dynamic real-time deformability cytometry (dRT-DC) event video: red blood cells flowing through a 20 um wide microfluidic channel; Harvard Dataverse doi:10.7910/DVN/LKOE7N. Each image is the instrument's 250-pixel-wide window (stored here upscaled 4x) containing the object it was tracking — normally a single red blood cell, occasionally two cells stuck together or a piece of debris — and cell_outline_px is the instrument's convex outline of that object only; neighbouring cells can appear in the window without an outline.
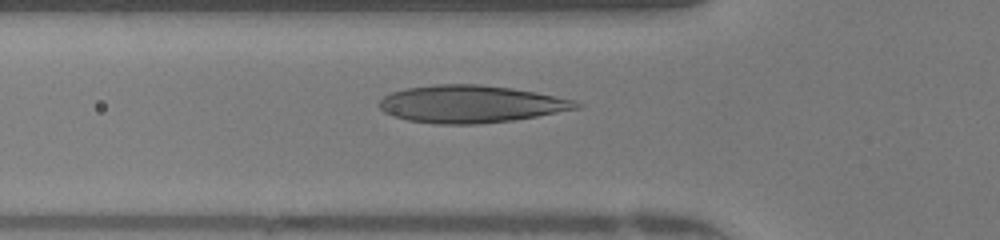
{"species": "human", "species_latin": "Homo sapiens", "temperature_condition": "warm", "stored_images_in_passage": 38, "camera_frame_rate_fps": 3000, "um_per_image_px": 0.085, "donor": {"sex": "female"}, "frame": {"image": 1, "passage_image": 6, "time_ms": 1.667, "image_size_px": [1000, 240], "cell_outline_px": [[584, 104], [580, 108], [536, 116], [512, 120], [476, 124], [436, 124], [408, 120], [392, 116], [384, 112], [376, 104], [384, 96], [392, 92], [408, 88], [436, 84], [480, 84], [512, 88], [536, 92], [576, 100]], "centroid_in_image_um": [40.02, 8.84], "position_along_channel_um": 85.8, "area_um2": 43.0}}
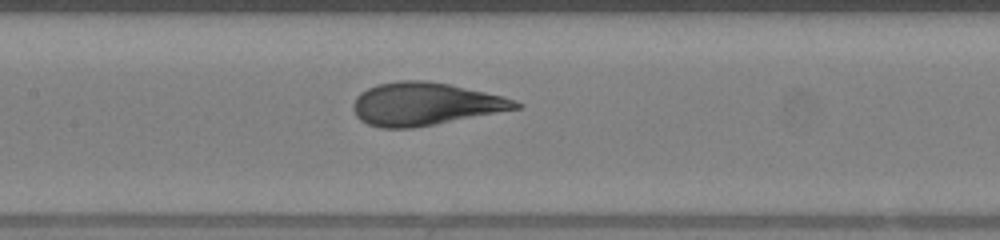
{"frame": {"image": 2, "passage_image": 12, "time_ms": 3.667, "image_size_px": [1000, 240], "cell_outline_px": [[524, 104], [520, 108], [412, 128], [380, 128], [368, 124], [360, 120], [356, 116], [352, 108], [352, 104], [356, 96], [360, 92], [376, 84], [400, 80], [424, 80], [448, 84], [504, 96], [516, 100]], "centroid_in_image_um": [36.09, 8.83], "position_along_channel_um": 171.3, "area_um2": 40.46}}
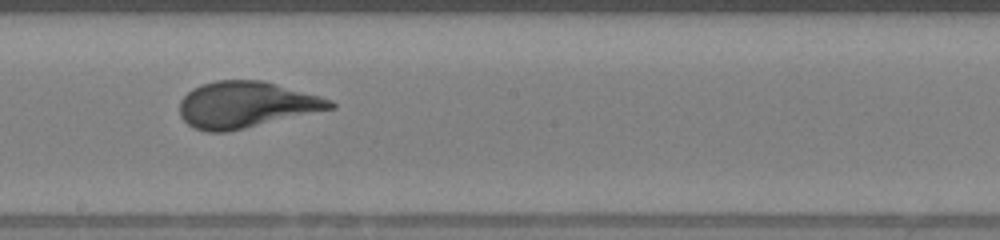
{"frame": {"image": 3, "passage_image": 16, "time_ms": 5.0, "image_size_px": [1000, 240], "cell_outline_px": [[336, 108], [228, 132], [208, 132], [192, 128], [180, 116], [180, 100], [192, 88], [200, 84], [216, 80], [264, 80], [320, 96], [332, 100], [336, 104]], "centroid_in_image_um": [20.92, 8.9], "position_along_channel_um": 227.3, "area_um2": 40.92}, "authors_computed_cell_mechanics": {"area_um2": 40.171, "velocity_mm_per_s": 4.2315, "shape_relaxation_time_tau1_ms": 4.8535, "shape_relaxation_time_tau2_ms": null, "deformation_change_tau1": 0.2502, "deformation_change_tau2": null}}